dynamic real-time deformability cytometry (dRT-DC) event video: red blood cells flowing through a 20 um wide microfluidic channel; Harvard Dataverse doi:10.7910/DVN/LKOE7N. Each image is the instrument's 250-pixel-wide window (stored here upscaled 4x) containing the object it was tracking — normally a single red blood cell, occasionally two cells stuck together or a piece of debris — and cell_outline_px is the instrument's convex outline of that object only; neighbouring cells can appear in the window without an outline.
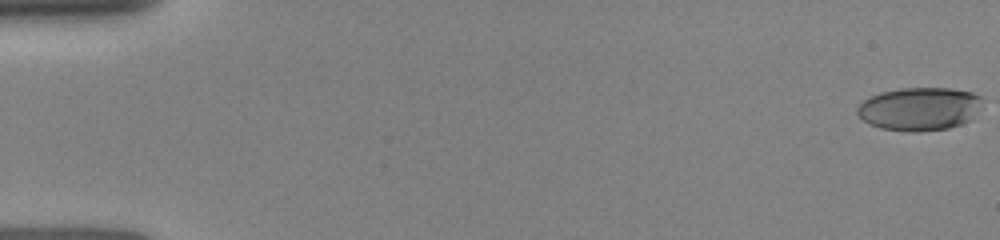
{"species": "human", "species_latin": "Homo sapiens", "temperature_condition": "room temperature", "stored_images_in_passage": 34, "camera_frame_rate_fps": 3000, "um_per_image_px": 0.085, "donor": {"sex": "female"}, "frame": {"image": 1, "passage_image": 1, "time_ms": 0.0, "image_size_px": [1000, 240], "cell_outline_px": [[980, 96], [968, 120], [960, 124], [948, 128], [920, 132], [908, 132], [880, 128], [868, 124], [856, 112], [856, 108], [864, 100], [880, 92], [900, 88], [948, 88], [972, 92]], "centroid_in_image_um": [78.03, 9.26], "position_along_channel_um": 7.0, "area_um2": 30.87}}
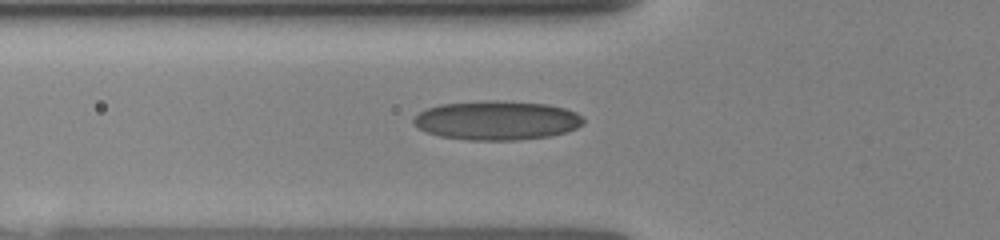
{"frame": {"image": 2, "passage_image": 22, "time_ms": 5.667, "image_size_px": [1000, 240], "cell_outline_px": [[584, 124], [576, 128], [564, 132], [548, 136], [516, 140], [468, 140], [440, 136], [428, 132], [420, 128], [412, 120], [420, 112], [428, 108], [440, 104], [492, 100], [496, 100], [548, 104], [564, 108], [576, 112], [584, 120]], "centroid_in_image_um": [42.25, 10.23], "position_along_channel_um": 83.6, "area_um2": 38.44}}
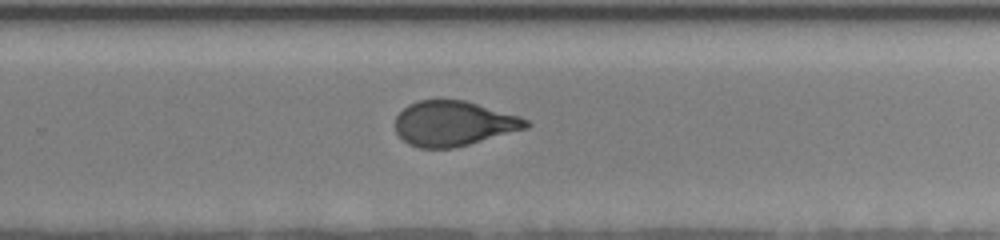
{"frame": {"image": 3, "passage_image": 34, "time_ms": 10.667, "image_size_px": [1000, 240], "cell_outline_px": [[532, 124], [528, 128], [468, 144], [452, 148], [420, 148], [408, 144], [396, 132], [396, 116], [408, 104], [420, 100], [464, 100], [520, 116], [528, 120]], "centroid_in_image_um": [38.57, 10.49], "position_along_channel_um": 291.2, "area_um2": 34.1}}